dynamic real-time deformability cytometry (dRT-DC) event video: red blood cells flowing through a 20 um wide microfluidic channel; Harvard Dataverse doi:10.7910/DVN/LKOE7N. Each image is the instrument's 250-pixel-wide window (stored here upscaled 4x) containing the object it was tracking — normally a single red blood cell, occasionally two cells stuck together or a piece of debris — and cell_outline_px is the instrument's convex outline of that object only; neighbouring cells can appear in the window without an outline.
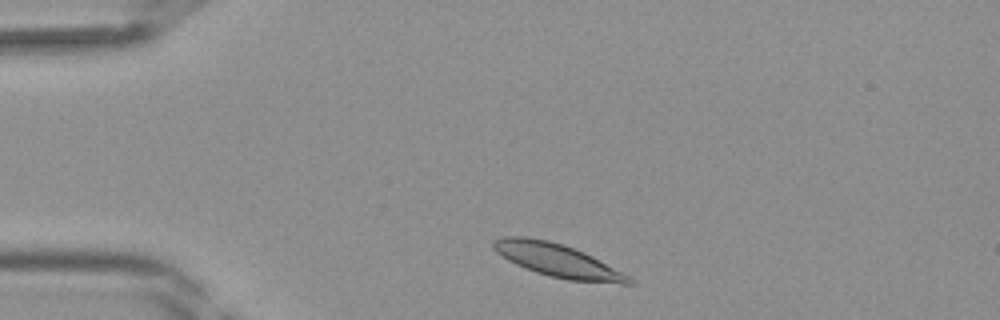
{"species": "Egyptian fruit bat (a non-hibernating species)", "species_latin": "Rousettus aegyptiacus", "temperature_condition": "room temperature", "stored_images_in_passage": 35, "camera_frame_rate_fps": 3000, "um_per_image_px": 0.085, "frame": {"image": 1, "passage_image": 2, "time_ms": 0.333, "image_size_px": [1000, 320], "cell_outline_px": [[636, 284], [620, 284], [568, 280], [548, 276], [536, 272], [516, 264], [508, 260], [496, 252], [492, 248], [492, 240], [504, 236], [524, 236], [548, 240], [564, 244], [584, 252], [632, 276]], "centroid_in_image_um": [47.43, 22.14], "position_along_channel_um": 37.6, "area_um2": 26.53}}
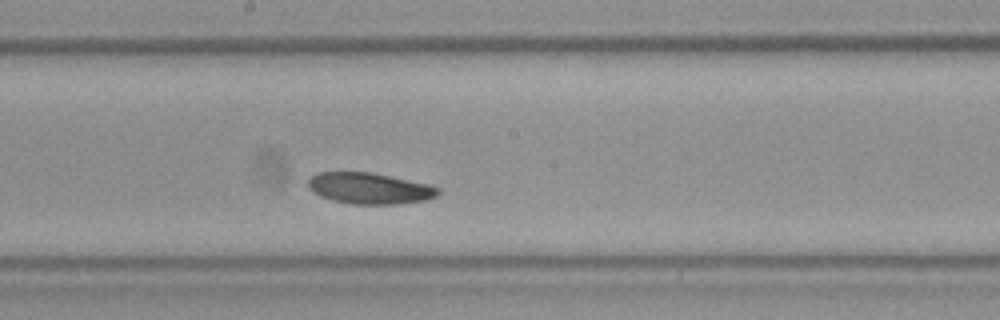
{"frame": {"image": 2, "passage_image": 16, "time_ms": 5.0, "image_size_px": [1000, 320], "cell_outline_px": [[440, 192], [436, 196], [424, 200], [400, 204], [352, 204], [332, 200], [320, 196], [312, 192], [308, 188], [308, 180], [316, 172], [372, 172], [432, 184], [440, 188]], "centroid_in_image_um": [31.43, 16.0], "position_along_channel_um": 216.8, "area_um2": 23.93}}
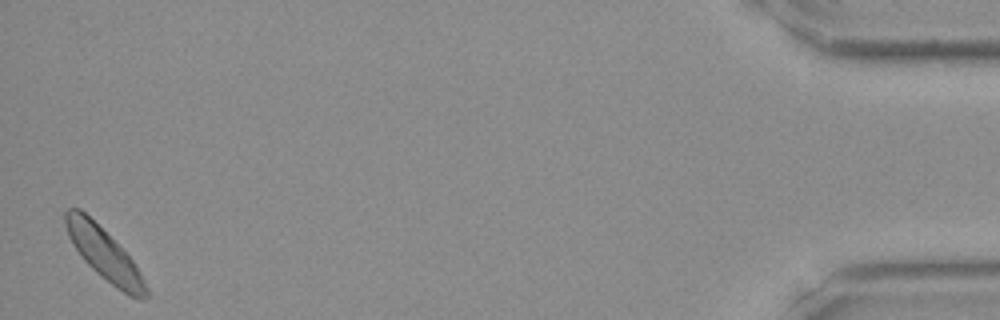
{"frame": {"image": 3, "passage_image": 35, "time_ms": 11.333, "image_size_px": [1000, 320], "cell_outline_px": [[148, 296], [144, 300], [140, 300], [128, 296], [100, 276], [84, 260], [72, 244], [68, 236], [64, 224], [64, 212], [68, 208], [80, 208], [132, 260], [140, 272], [148, 288]], "centroid_in_image_um": [8.84, 21.64], "position_along_channel_um": 426.4, "area_um2": 23.81}}